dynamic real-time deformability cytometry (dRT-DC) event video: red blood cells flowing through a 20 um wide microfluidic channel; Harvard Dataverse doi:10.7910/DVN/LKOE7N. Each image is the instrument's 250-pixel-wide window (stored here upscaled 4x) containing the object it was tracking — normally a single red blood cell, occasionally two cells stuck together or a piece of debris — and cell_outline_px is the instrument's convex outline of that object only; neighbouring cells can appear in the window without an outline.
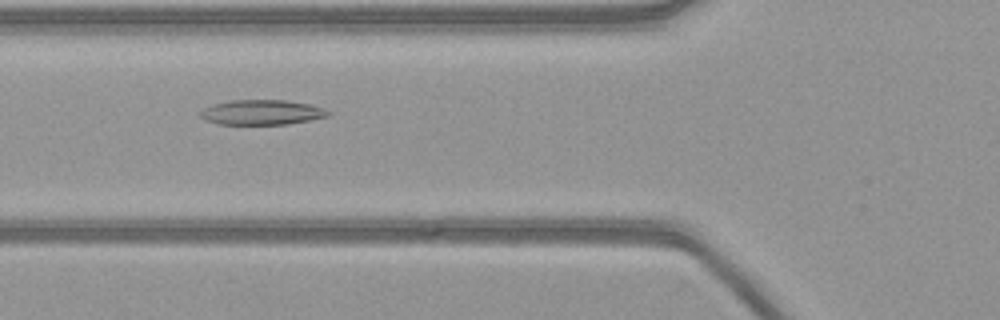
{"species": "common noctule bat (a hibernating species)", "species_latin": "Nyctalus noctula", "temperature_condition": "warm", "stored_images_in_passage": 53, "camera_frame_rate_fps": 3000, "um_per_image_px": 0.085, "animal": {"sex": "female", "body_mass_g": 21.9}, "frame": {"image": 1, "passage_image": 19, "time_ms": 6.0, "image_size_px": [1000, 320], "cell_outline_px": [[332, 112], [328, 116], [288, 124], [216, 124], [204, 120], [200, 116], [200, 112], [204, 108], [212, 104], [232, 100], [288, 100], [308, 104], [324, 108]], "centroid_in_image_um": [22.23, 9.54], "position_along_channel_um": 103.6, "area_um2": 18.61}}
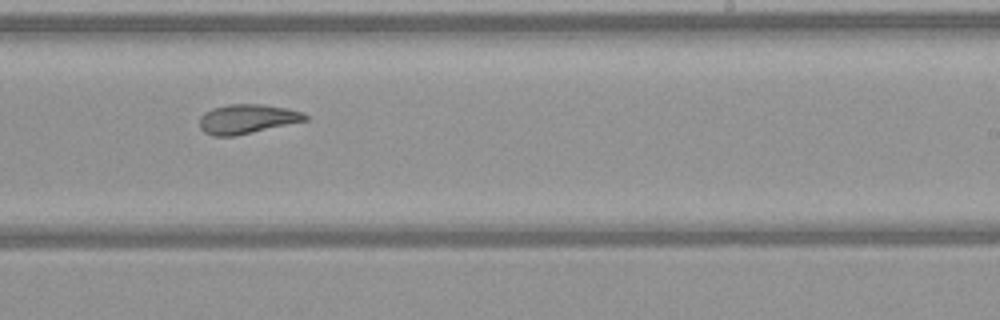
{"frame": {"image": 2, "passage_image": 32, "time_ms": 10.333, "image_size_px": [1000, 320], "cell_outline_px": [[308, 120], [236, 136], [212, 136], [204, 132], [200, 128], [200, 116], [204, 112], [212, 108], [228, 104], [264, 104], [288, 108], [304, 112], [308, 116]], "centroid_in_image_um": [21.01, 10.11], "position_along_channel_um": 268.0, "area_um2": 18.32}}
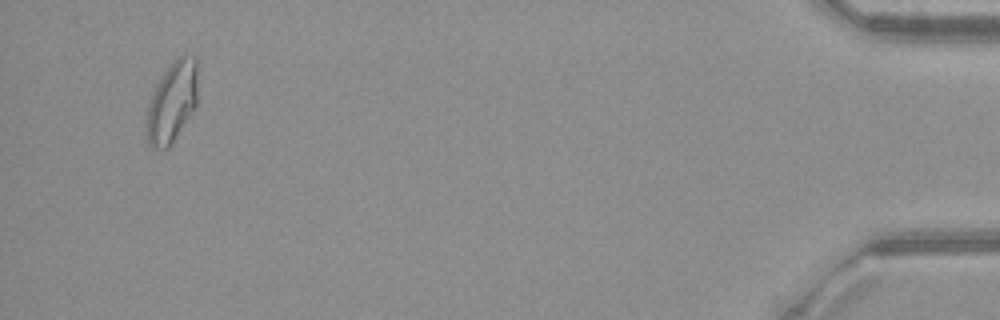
{"frame": {"image": 3, "passage_image": 51, "time_ms": 16.667, "image_size_px": [1000, 320], "cell_outline_px": [[196, 104], [168, 148], [152, 148], [148, 144], [144, 120], [148, 104], [152, 92], [160, 76], [172, 60], [176, 56], [184, 52], [196, 56]], "centroid_in_image_um": [14.57, 8.6], "position_along_channel_um": 420.6, "area_um2": 24.33}}